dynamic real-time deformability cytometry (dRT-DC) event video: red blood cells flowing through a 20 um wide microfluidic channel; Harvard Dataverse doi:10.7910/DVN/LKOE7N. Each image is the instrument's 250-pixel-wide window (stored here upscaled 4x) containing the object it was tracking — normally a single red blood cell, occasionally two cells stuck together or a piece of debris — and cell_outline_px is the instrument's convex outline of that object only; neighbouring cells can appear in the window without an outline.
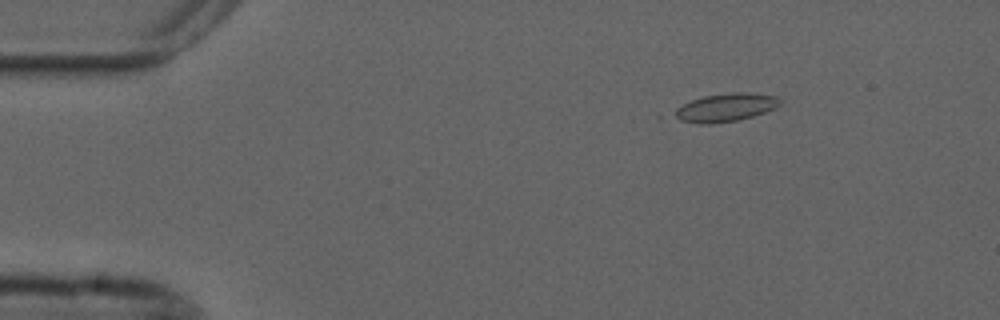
{"species": "common noctule bat (a hibernating species)", "species_latin": "Nyctalus noctula", "temperature_condition": "cold", "stored_images_in_passage": 55, "camera_frame_rate_fps": 3000, "um_per_image_px": 0.085, "animal": {"sex": "male", "forearm_length_mm": 52.5}, "frame": {"image": 1, "passage_image": 8, "time_ms": 2.333, "image_size_px": [1000, 320], "cell_outline_px": [[780, 104], [764, 112], [752, 116], [736, 120], [704, 124], [700, 124], [680, 120], [672, 116], [676, 108], [692, 100], [704, 96], [732, 92], [748, 92], [776, 96], [780, 100]], "centroid_in_image_um": [61.64, 9.13], "position_along_channel_um": 23.4, "area_um2": 16.99}}
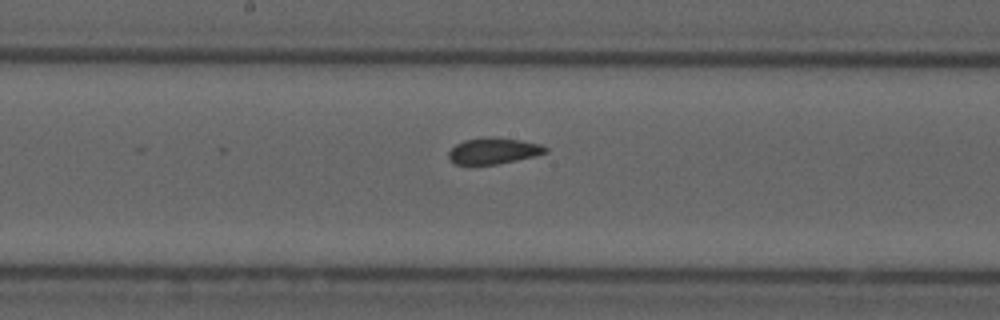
{"frame": {"image": 2, "passage_image": 29, "time_ms": 9.333, "image_size_px": [1000, 320], "cell_outline_px": [[548, 152], [516, 160], [496, 164], [456, 164], [448, 156], [448, 152], [456, 144], [464, 140], [520, 140], [540, 144], [548, 148]], "centroid_in_image_um": [41.96, 12.87], "position_along_channel_um": 206.2, "area_um2": 13.76}}
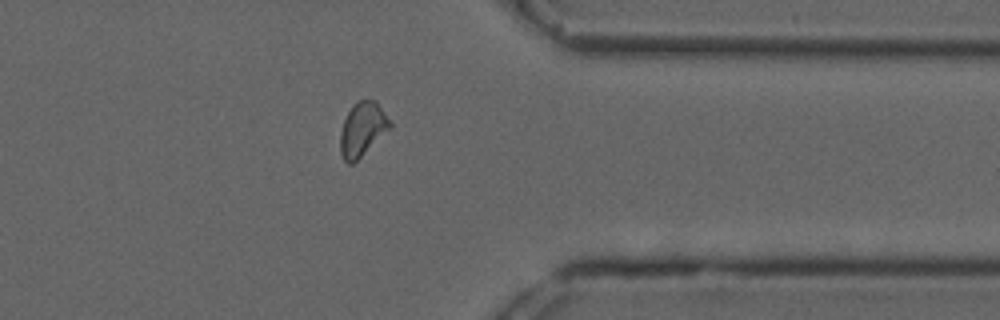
{"frame": {"image": 3, "passage_image": 44, "time_ms": 14.333, "image_size_px": [1000, 320], "cell_outline_px": [[392, 128], [352, 164], [348, 164], [344, 160], [340, 152], [340, 132], [344, 120], [352, 104], [360, 100], [376, 100], [392, 120]], "centroid_in_image_um": [30.84, 10.96], "position_along_channel_um": 380.6, "area_um2": 15.84}, "authors_computed_cell_mechanics": {"area_um2": 15.5482, "velocity_mm_per_s": 3.6819, "shape_relaxation_time_tau1_ms": null, "shape_relaxation_time_tau2_ms": 1.9544, "deformation_change_tau1": null, "deformation_change_tau2": 0.058}}